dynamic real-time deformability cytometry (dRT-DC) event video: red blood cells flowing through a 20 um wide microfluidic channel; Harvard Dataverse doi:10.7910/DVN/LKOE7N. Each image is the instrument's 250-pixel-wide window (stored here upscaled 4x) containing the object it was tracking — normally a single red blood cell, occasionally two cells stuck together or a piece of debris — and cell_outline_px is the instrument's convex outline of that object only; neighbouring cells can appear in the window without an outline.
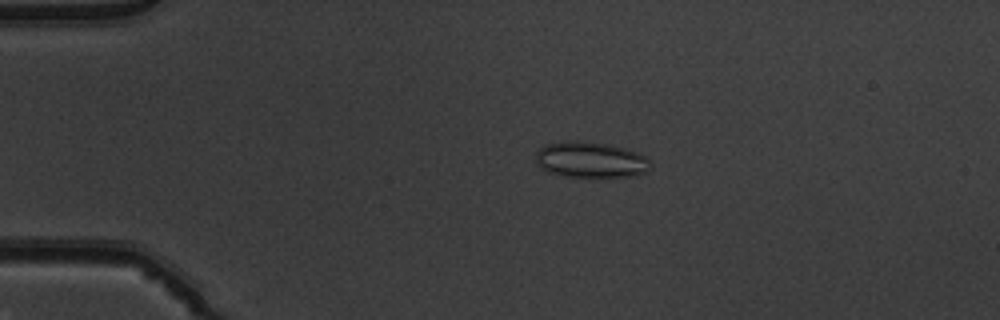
{"species": "common noctule bat (a hibernating species)", "species_latin": "Nyctalus noctula", "temperature_condition": "warm", "stored_images_in_passage": 53, "camera_frame_rate_fps": 3000, "um_per_image_px": 0.085, "animal": {"sex": "male", "body_mass_g": 19.5, "forearm_length_mm": 54.6}, "frame": {"image": 1, "passage_image": 12, "time_ms": 3.667, "image_size_px": [1000, 320], "cell_outline_px": [[648, 172], [632, 176], [568, 176], [548, 172], [540, 168], [536, 164], [536, 152], [544, 144], [560, 140], [584, 140], [608, 144], [624, 148], [636, 152], [644, 156], [648, 160]], "centroid_in_image_um": [50.13, 13.55], "position_along_channel_um": 34.9, "area_um2": 24.04}}
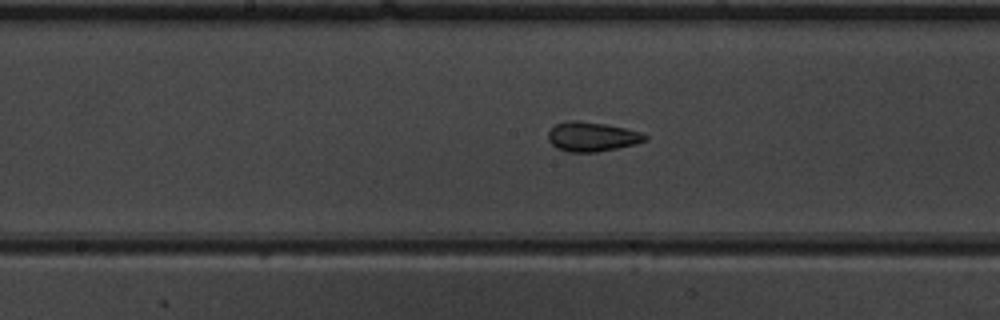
{"frame": {"image": 2, "passage_image": 28, "time_ms": 9.0, "image_size_px": [1000, 320], "cell_outline_px": [[648, 140], [636, 144], [596, 152], [568, 152], [556, 148], [548, 140], [548, 132], [556, 124], [568, 120], [576, 120], [604, 124], [624, 128], [640, 132], [648, 136]], "centroid_in_image_um": [50.31, 11.62], "position_along_channel_um": 197.9, "area_um2": 16.59}}
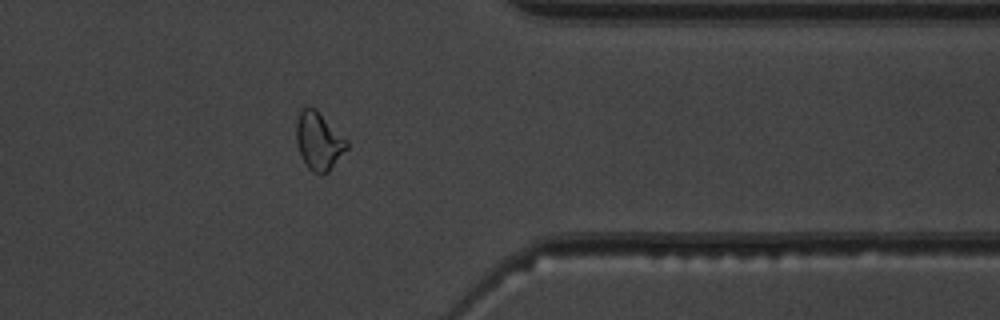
{"frame": {"image": 3, "passage_image": 43, "time_ms": 14.0, "image_size_px": [1000, 320], "cell_outline_px": [[348, 148], [328, 172], [312, 172], [308, 168], [300, 152], [296, 140], [296, 120], [300, 108], [308, 104], [316, 108], [348, 140]], "centroid_in_image_um": [27.09, 11.91], "position_along_channel_um": 384.3, "area_um2": 17.17}, "authors_computed_cell_mechanics": {"area_um2": 17.5712, "velocity_mm_per_s": 3.9257, "shape_relaxation_time_tau1_ms": null, "shape_relaxation_time_tau2_ms": 1.2335, "deformation_change_tau1": null, "deformation_change_tau2": 0.0766}}